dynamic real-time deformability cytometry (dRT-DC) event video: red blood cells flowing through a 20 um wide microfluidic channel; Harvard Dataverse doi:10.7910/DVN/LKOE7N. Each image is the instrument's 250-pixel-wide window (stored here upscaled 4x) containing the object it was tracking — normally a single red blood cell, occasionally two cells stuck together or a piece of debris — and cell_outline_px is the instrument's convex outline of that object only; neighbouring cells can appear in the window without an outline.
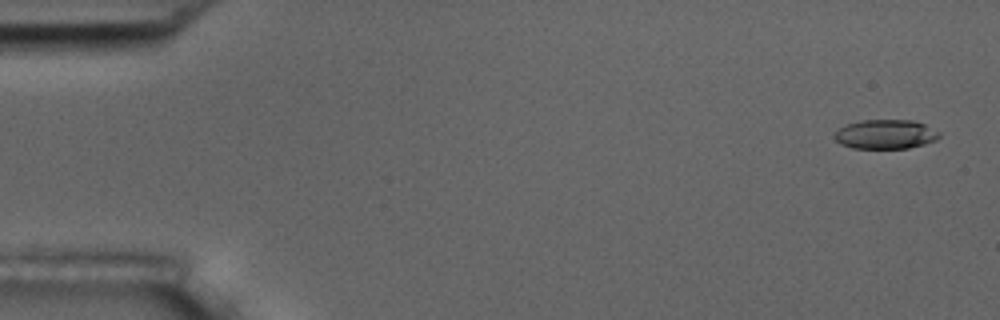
{"species": "common noctule bat (a hibernating species)", "species_latin": "Nyctalus noctula", "temperature_condition": "room temperature", "stored_images_in_passage": 55, "camera_frame_rate_fps": 3000, "um_per_image_px": 0.085, "animal": {"sex": "male", "body_mass_g": 17.5, "forearm_length_mm": 52.3}, "frame": {"image": 1, "passage_image": 2, "time_ms": 0.333, "image_size_px": [1000, 320], "cell_outline_px": [[940, 136], [936, 140], [924, 144], [908, 148], [852, 148], [840, 144], [832, 136], [836, 128], [860, 120], [912, 120], [924, 124], [940, 132]], "centroid_in_image_um": [75.23, 11.41], "position_along_channel_um": 9.8, "area_um2": 18.03}}
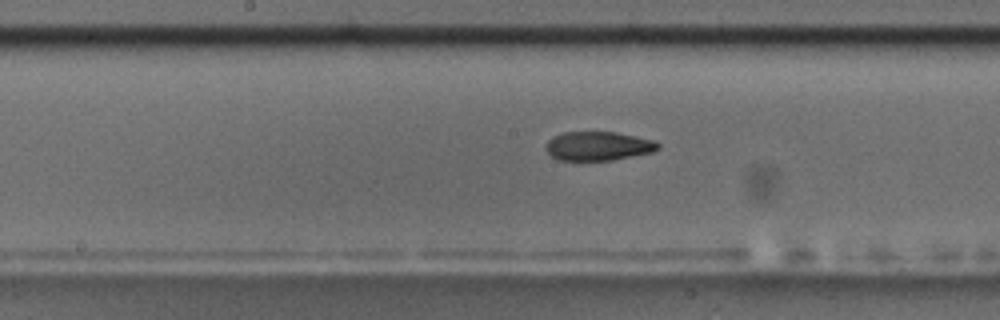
{"frame": {"image": 2, "passage_image": 28, "time_ms": 9.0, "image_size_px": [1000, 320], "cell_outline_px": [[660, 148], [652, 152], [612, 160], [560, 160], [552, 156], [544, 148], [548, 140], [552, 136], [560, 132], [616, 132], [656, 140], [660, 144]], "centroid_in_image_um": [50.85, 12.4], "position_along_channel_um": 197.4, "area_um2": 19.07}}
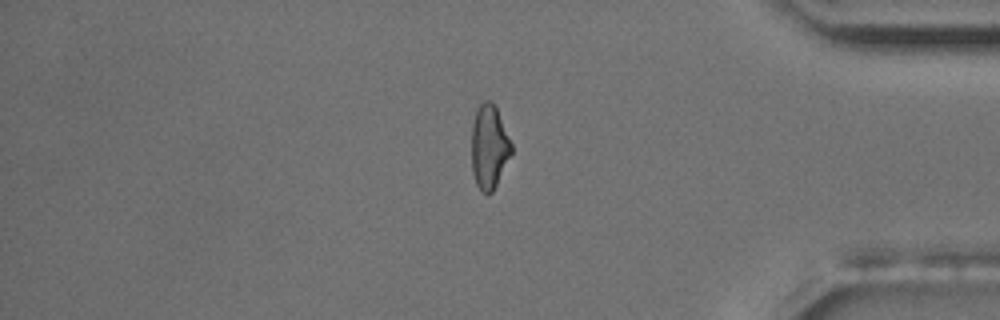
{"frame": {"image": 3, "passage_image": 46, "time_ms": 15.0, "image_size_px": [1000, 320], "cell_outline_px": [[512, 152], [492, 192], [488, 196], [476, 184], [472, 172], [472, 124], [476, 108], [484, 100], [492, 100], [496, 108], [512, 144]], "centroid_in_image_um": [41.56, 12.46], "position_along_channel_um": 393.6, "area_um2": 19.36}, "authors_computed_cell_mechanics": {"area_um2": 19.4786, "velocity_mm_per_s": 3.7009, "shape_relaxation_time_tau1_ms": 10.589, "shape_relaxation_time_tau2_ms": 3.0054, "deformation_change_tau1": 0.2282, "deformation_change_tau2": 0.1053}}